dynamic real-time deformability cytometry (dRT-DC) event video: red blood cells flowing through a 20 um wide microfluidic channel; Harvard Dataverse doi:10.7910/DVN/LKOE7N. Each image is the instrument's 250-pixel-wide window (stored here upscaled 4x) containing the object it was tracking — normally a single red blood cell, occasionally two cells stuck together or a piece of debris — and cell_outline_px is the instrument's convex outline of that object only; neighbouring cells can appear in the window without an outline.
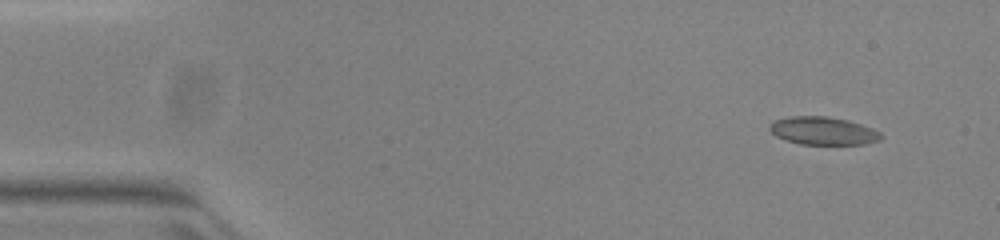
{"species": "common noctule bat (a hibernating species)", "species_latin": "Nyctalus noctula", "temperature_condition": "warm", "stored_images_in_passage": 48, "camera_frame_rate_fps": 3000, "um_per_image_px": 0.085, "animal": {"sex": "female", "body_mass_g": 23.0, "forearm_length_mm": 53.4}, "frame": {"image": 1, "passage_image": 1, "time_ms": 0.0, "image_size_px": [1000, 240], "cell_outline_px": [[884, 136], [880, 140], [864, 144], [800, 144], [776, 136], [768, 128], [776, 120], [788, 116], [828, 116], [848, 120], [872, 128], [880, 132]], "centroid_in_image_um": [70.0, 11.12], "position_along_channel_um": 15.0, "area_um2": 18.03}}
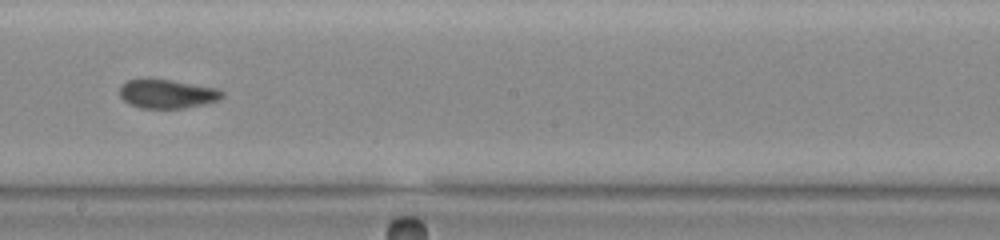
{"frame": {"image": 2, "passage_image": 26, "time_ms": 8.333, "image_size_px": [1000, 240], "cell_outline_px": [[224, 96], [216, 100], [204, 104], [184, 108], [140, 108], [128, 104], [120, 96], [120, 84], [128, 80], [148, 76], [220, 88], [224, 92]], "centroid_in_image_um": [14.18, 7.94], "position_along_channel_um": 234.0, "area_um2": 17.86}}
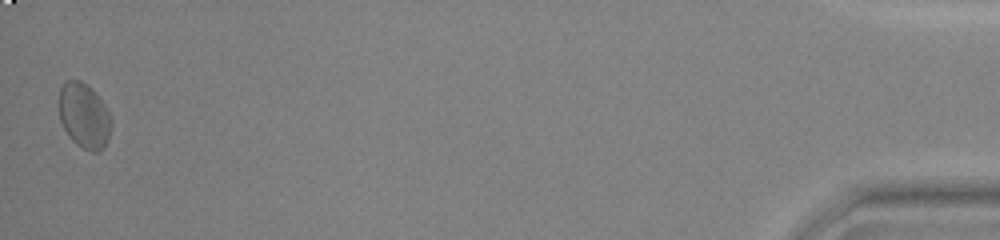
{"frame": {"image": 3, "passage_image": 48, "time_ms": 15.667, "image_size_px": [1000, 240], "cell_outline_px": [[112, 124], [104, 148], [96, 152], [92, 152], [76, 144], [68, 136], [60, 120], [56, 100], [60, 88], [68, 80], [80, 80], [92, 88], [104, 104], [112, 120]], "centroid_in_image_um": [7.11, 9.82], "position_along_channel_um": 428.1, "area_um2": 20.11}, "authors_computed_cell_mechanics": {"area_um2": 17.7446, "velocity_mm_per_s": 3.952, "shape_relaxation_time_tau1_ms": 5.4032, "shape_relaxation_time_tau2_ms": 1.5444, "deformation_change_tau1": 0.1251, "deformation_change_tau2": 0.0701}}